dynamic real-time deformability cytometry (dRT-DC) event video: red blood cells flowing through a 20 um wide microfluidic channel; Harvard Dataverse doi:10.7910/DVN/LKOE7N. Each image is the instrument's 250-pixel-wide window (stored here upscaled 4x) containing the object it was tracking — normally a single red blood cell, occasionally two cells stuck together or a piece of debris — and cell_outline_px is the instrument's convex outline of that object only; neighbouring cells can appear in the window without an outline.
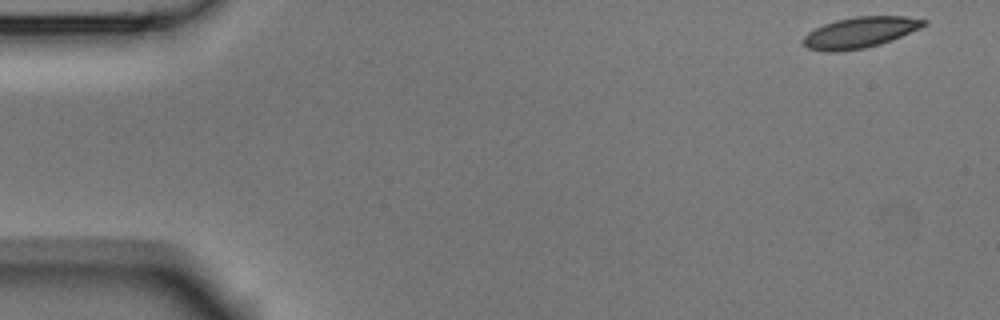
{"species": "Egyptian fruit bat (a non-hibernating species)", "species_latin": "Rousettus aegyptiacus", "temperature_condition": "room temperature", "stored_images_in_passage": 2, "segment_of_instrument_passage": [2, 2], "camera_frame_rate_fps": 3000, "um_per_image_px": 0.085, "animal": {"sex": "male"}, "frame": {"image": 1, "passage_image": 2, "time_ms": 0.333, "image_size_px": [1000, 320], "cell_outline_px": [[928, 24], [920, 28], [892, 40], [880, 44], [864, 48], [836, 52], [824, 52], [808, 48], [804, 44], [804, 36], [808, 32], [824, 24], [836, 20], [856, 16], [908, 16], [928, 20]], "centroid_in_image_um": [73.13, 2.75], "position_along_channel_um": 11.9, "area_um2": 21.73}}